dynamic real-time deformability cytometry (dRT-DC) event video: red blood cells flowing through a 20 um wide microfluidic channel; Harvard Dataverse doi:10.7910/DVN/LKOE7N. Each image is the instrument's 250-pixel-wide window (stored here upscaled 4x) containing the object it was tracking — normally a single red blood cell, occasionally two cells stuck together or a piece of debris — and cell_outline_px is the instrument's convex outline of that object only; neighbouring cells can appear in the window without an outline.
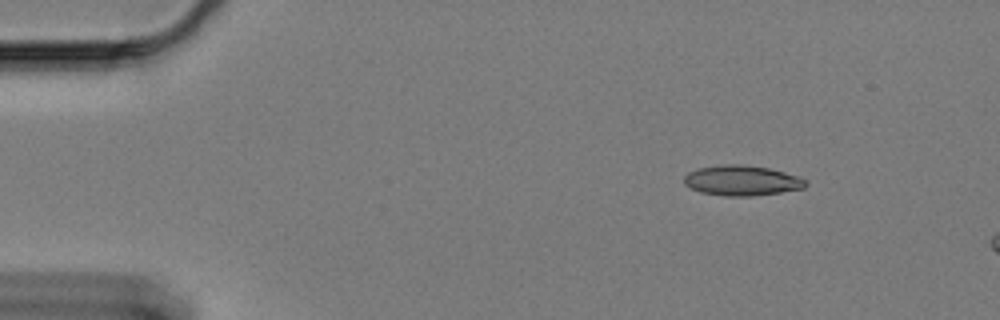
{"species": "Egyptian fruit bat (a non-hibernating species)", "species_latin": "Rousettus aegyptiacus", "temperature_condition": "cold", "stored_images_in_passage": 9, "camera_frame_rate_fps": 3000, "um_per_image_px": 0.085, "animal": {"sex": "female"}, "frame": {"image": 1, "passage_image": 1, "time_ms": 0.0, "image_size_px": [1000, 320], "cell_outline_px": [[808, 184], [804, 188], [780, 192], [752, 196], [724, 196], [700, 192], [684, 184], [684, 176], [688, 172], [696, 168], [720, 164], [740, 164], [768, 168], [800, 176], [808, 180]], "centroid_in_image_um": [63.06, 15.34], "position_along_channel_um": 21.9, "area_um2": 21.62}}